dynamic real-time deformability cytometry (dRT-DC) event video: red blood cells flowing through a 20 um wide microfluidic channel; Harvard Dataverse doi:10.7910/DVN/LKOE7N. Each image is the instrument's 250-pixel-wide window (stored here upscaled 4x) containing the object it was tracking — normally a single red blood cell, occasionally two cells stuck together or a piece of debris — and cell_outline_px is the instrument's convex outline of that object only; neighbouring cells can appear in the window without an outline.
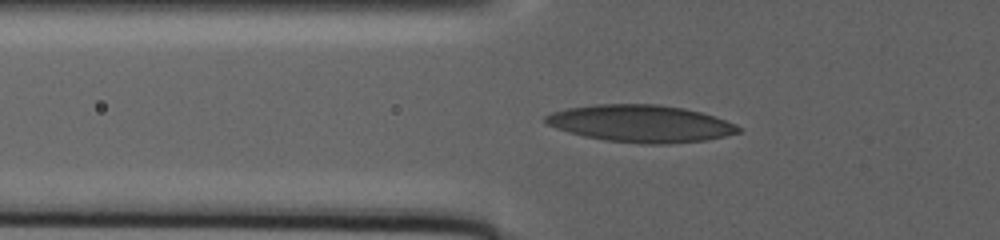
{"species": "human", "species_latin": "Homo sapiens", "temperature_condition": "warm", "stored_images_in_passage": 13, "camera_frame_rate_fps": 3000, "um_per_image_px": 0.085, "donor": {"sex": "male"}, "frame": {"image": 1, "passage_image": 4, "time_ms": 0.333, "image_size_px": [1000, 240], "cell_outline_px": [[740, 132], [724, 136], [704, 140], [668, 144], [640, 144], [604, 140], [584, 136], [568, 132], [544, 124], [544, 116], [552, 112], [568, 108], [596, 104], [656, 104], [684, 108], [700, 112], [736, 124], [740, 128]], "centroid_in_image_um": [54.41, 10.5], "position_along_channel_um": 71.4, "area_um2": 41.73}}